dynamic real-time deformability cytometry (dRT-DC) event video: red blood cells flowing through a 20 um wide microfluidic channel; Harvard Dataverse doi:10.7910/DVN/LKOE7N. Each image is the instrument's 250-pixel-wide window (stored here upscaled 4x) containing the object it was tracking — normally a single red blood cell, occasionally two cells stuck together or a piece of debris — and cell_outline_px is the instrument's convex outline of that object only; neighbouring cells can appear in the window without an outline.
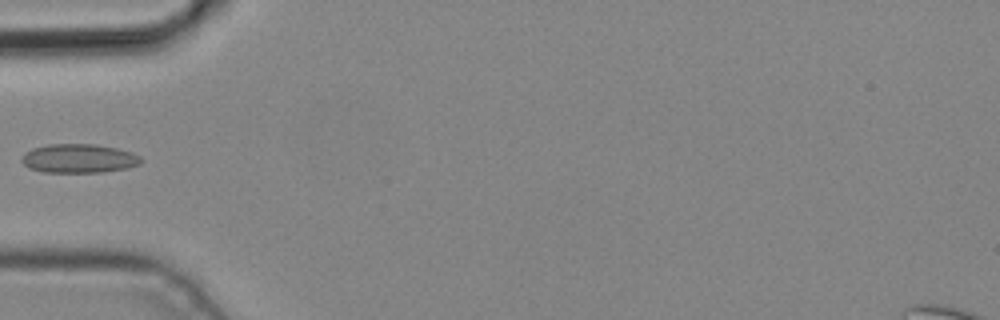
{"species": "common noctule bat (a hibernating species)", "species_latin": "Nyctalus noctula", "temperature_condition": "cold", "stored_images_in_passage": 5, "camera_frame_rate_fps": 3000, "um_per_image_px": 0.085, "animal": {"sex": "male", "body_mass_g": 19.2, "forearm_length_mm": 51.8}, "frame": {"image": 1, "passage_image": 5, "time_ms": 1.333, "image_size_px": [1000, 320], "cell_outline_px": [[144, 160], [140, 164], [128, 168], [100, 172], [44, 172], [28, 168], [20, 160], [20, 156], [24, 152], [32, 148], [48, 144], [92, 144], [116, 148], [132, 152], [140, 156]], "centroid_in_image_um": [6.68, 13.47], "position_along_channel_um": 78.3, "area_um2": 20.29}}